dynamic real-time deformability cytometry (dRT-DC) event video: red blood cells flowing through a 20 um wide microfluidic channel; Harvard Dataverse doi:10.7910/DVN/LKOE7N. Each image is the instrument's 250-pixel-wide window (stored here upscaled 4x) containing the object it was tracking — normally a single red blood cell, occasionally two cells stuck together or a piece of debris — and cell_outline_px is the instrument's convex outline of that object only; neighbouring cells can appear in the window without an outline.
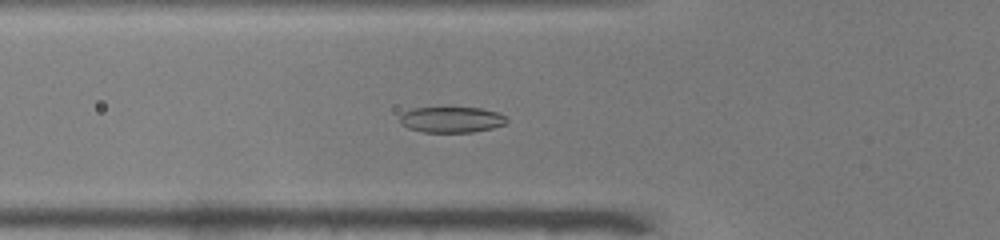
{"species": "common noctule bat (a hibernating species)", "species_latin": "Nyctalus noctula", "temperature_condition": "warm", "stored_images_in_passage": 52, "camera_frame_rate_fps": 3000, "um_per_image_px": 0.085, "animal": {"sex": "male", "body_mass_g": 19.0, "forearm_length_mm": 50.8}, "frame": {"image": 1, "passage_image": 18, "time_ms": 5.667, "image_size_px": [1000, 240], "cell_outline_px": [[508, 120], [504, 124], [492, 128], [472, 132], [424, 132], [408, 128], [400, 124], [400, 116], [404, 112], [412, 108], [480, 108], [496, 112], [504, 116]], "centroid_in_image_um": [38.35, 10.17], "position_along_channel_um": 87.5, "area_um2": 15.9}}
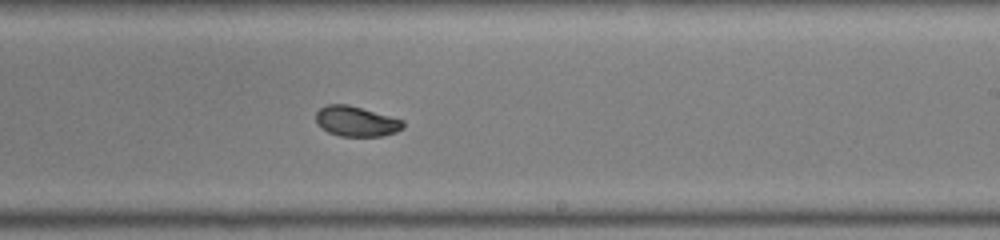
{"frame": {"image": 2, "passage_image": 31, "time_ms": 10.0, "image_size_px": [1000, 240], "cell_outline_px": [[404, 128], [396, 132], [384, 136], [340, 136], [328, 132], [316, 124], [316, 112], [320, 108], [328, 104], [348, 104], [404, 120]], "centroid_in_image_um": [30.28, 10.31], "position_along_channel_um": 258.7, "area_um2": 15.43}}
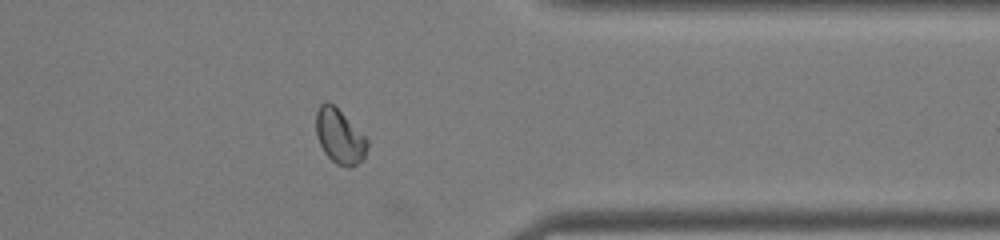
{"frame": {"image": 3, "passage_image": 41, "time_ms": 13.333, "image_size_px": [1000, 240], "cell_outline_px": [[368, 144], [364, 156], [356, 164], [348, 168], [336, 164], [324, 152], [316, 136], [316, 112], [320, 104], [324, 100], [328, 100], [368, 140]], "centroid_in_image_um": [28.82, 11.59], "position_along_channel_um": 382.6, "area_um2": 15.95}, "authors_computed_cell_mechanics": {"area_um2": 16.6464, "velocity_mm_per_s": 3.9579, "shape_relaxation_time_tau1_ms": 2.4622, "shape_relaxation_time_tau2_ms": 1.6267, "deformation_change_tau1": 0.1222, "deformation_change_tau2": 0.0512}}